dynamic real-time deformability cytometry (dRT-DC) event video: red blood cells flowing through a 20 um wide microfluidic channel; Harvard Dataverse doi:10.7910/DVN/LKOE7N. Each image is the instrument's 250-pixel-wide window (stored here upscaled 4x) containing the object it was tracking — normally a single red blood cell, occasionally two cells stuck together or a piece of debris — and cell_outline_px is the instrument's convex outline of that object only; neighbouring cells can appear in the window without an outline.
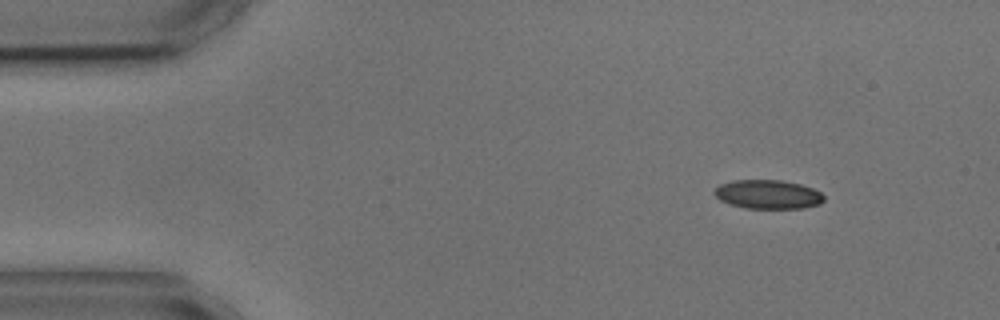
{"species": "common noctule bat (a hibernating species)", "species_latin": "Nyctalus noctula", "temperature_condition": "cold", "stored_images_in_passage": 2, "camera_frame_rate_fps": 3000, "um_per_image_px": 0.085, "animal": {"sex": "male", "body_mass_g": 17.9, "forearm_length_mm": 54.2}, "frame": {"image": 1, "passage_image": 2, "time_ms": 1.333, "image_size_px": [1000, 320], "cell_outline_px": [[824, 200], [820, 204], [804, 208], [744, 208], [720, 200], [712, 192], [720, 184], [732, 180], [780, 180], [800, 184], [812, 188], [820, 192], [824, 196]], "centroid_in_image_um": [65.27, 16.52], "position_along_channel_um": 19.7, "area_um2": 18.44}}